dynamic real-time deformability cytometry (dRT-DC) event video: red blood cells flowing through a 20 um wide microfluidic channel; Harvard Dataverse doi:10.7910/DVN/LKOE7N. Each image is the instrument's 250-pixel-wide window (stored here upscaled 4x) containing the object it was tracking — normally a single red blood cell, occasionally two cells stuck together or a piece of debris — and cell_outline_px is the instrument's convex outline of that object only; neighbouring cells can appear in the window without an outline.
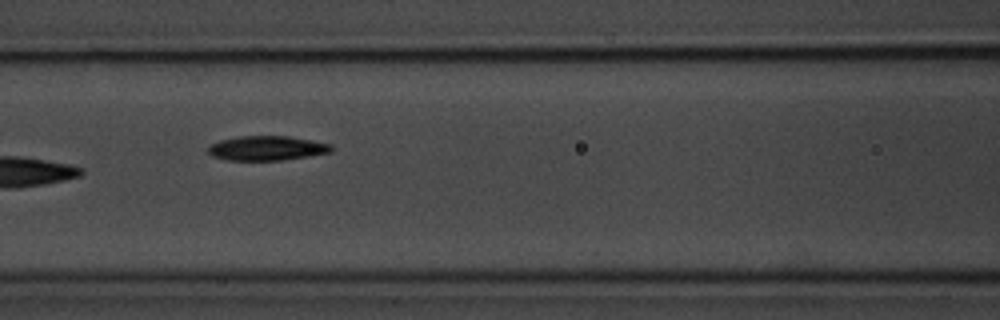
{"species": "common noctule bat (a hibernating species)", "species_latin": "Nyctalus noctula", "temperature_condition": "room temperature", "stored_images_in_passage": 12, "camera_frame_rate_fps": 3000, "um_per_image_px": 0.085, "animal": {"sex": "male", "body_mass_g": 20.1, "forearm_length_mm": 53.5}, "frame": {"image": 1, "passage_image": 4, "time_ms": 3.333, "image_size_px": [1000, 320], "cell_outline_px": [[332, 152], [308, 156], [280, 160], [224, 160], [212, 156], [208, 152], [208, 148], [212, 144], [220, 140], [240, 136], [288, 136], [312, 140], [332, 144]], "centroid_in_image_um": [22.69, 12.59], "position_along_channel_um": 143.9, "area_um2": 17.57}, "authors_computed_cell_mechanics": {"area_um2": 18.7272, "velocity_mm_per_s": 3.6503, "shape_relaxation_time_tau1_ms": null, "shape_relaxation_time_tau2_ms": 6.1437, "deformation_change_tau1": null, "deformation_change_tau2": 0.1063}}